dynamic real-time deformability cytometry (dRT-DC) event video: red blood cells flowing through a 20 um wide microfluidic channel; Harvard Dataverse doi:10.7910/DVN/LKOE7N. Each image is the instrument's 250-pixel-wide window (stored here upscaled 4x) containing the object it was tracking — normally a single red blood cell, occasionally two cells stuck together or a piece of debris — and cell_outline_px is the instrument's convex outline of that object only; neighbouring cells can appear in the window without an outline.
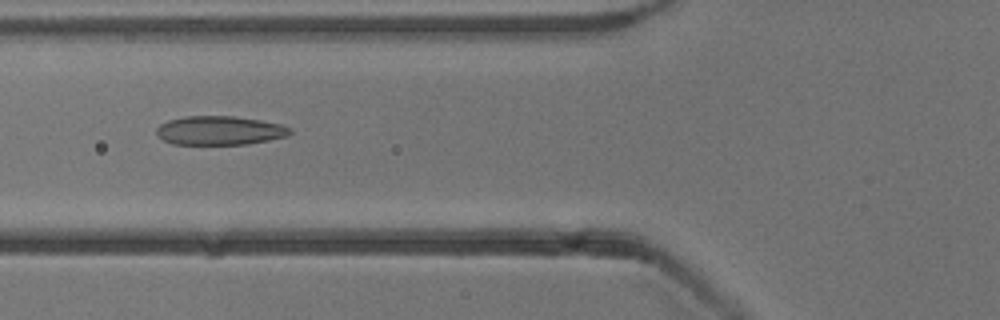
{"species": "common noctule bat (a hibernating species)", "species_latin": "Nyctalus noctula", "temperature_condition": "cold", "stored_images_in_passage": 6, "camera_frame_rate_fps": 3000, "um_per_image_px": 0.085, "animal": {"sex": "male", "body_mass_g": 13.3}, "frame": {"image": 1, "passage_image": 5, "time_ms": 5.667, "image_size_px": [1000, 320], "cell_outline_px": [[292, 132], [288, 136], [268, 140], [244, 144], [172, 144], [156, 136], [156, 128], [160, 124], [168, 120], [184, 116], [232, 116], [260, 120], [280, 124], [292, 128]], "centroid_in_image_um": [18.65, 11.09], "position_along_channel_um": 107.2, "area_um2": 22.54}}
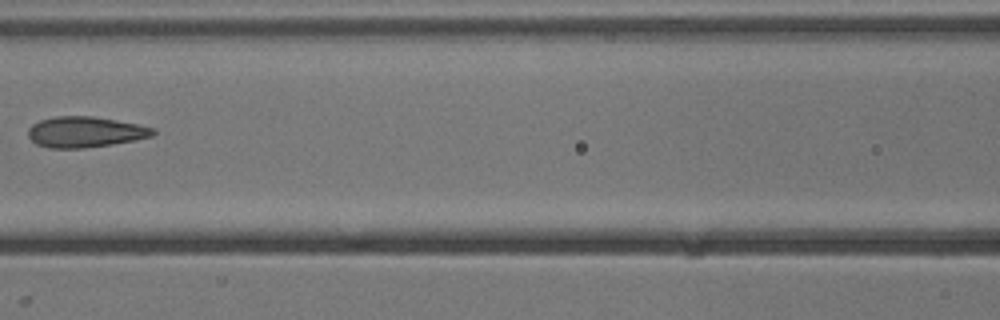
{"frame": {"image": 2, "passage_image": 6, "time_ms": 7.0, "image_size_px": [1000, 320], "cell_outline_px": [[156, 132], [152, 136], [112, 144], [84, 148], [48, 148], [36, 144], [28, 136], [28, 128], [32, 124], [40, 120], [56, 116], [92, 116], [140, 124], [156, 128]], "centroid_in_image_um": [7.24, 11.21], "position_along_channel_um": 159.4, "area_um2": 22.43}}